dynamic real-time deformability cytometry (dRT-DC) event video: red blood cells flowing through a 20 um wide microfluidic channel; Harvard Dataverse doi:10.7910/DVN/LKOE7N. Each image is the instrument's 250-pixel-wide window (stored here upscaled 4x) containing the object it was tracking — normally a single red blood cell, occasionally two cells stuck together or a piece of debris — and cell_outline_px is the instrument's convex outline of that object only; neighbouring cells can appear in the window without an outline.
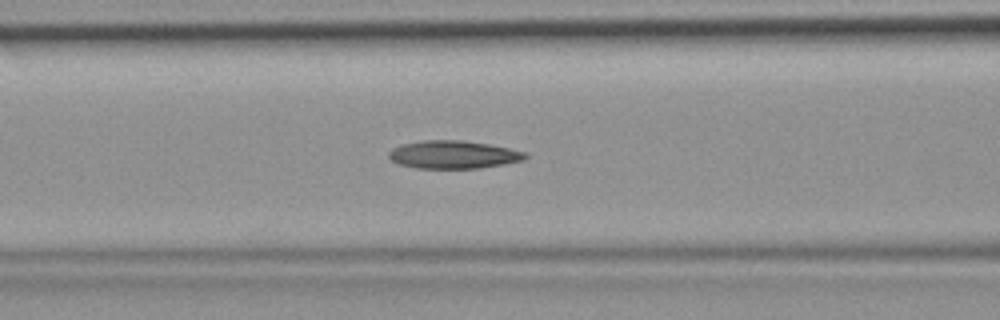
{"species": "common noctule bat (a hibernating species)", "species_latin": "Nyctalus noctula", "temperature_condition": "room temperature", "stored_images_in_passage": 35, "camera_frame_rate_fps": 3000, "um_per_image_px": 0.085, "animal": {"sex": "female", "body_mass_g": 19.9}, "frame": {"image": 1, "passage_image": 8, "time_ms": 2.333, "image_size_px": [1000, 320], "cell_outline_px": [[528, 156], [524, 160], [504, 164], [480, 168], [416, 168], [400, 164], [392, 160], [388, 156], [388, 152], [392, 148], [404, 144], [424, 140], [460, 140], [488, 144], [508, 148], [524, 152]], "centroid_in_image_um": [38.53, 13.14], "position_along_channel_um": 128.1, "area_um2": 22.02}}
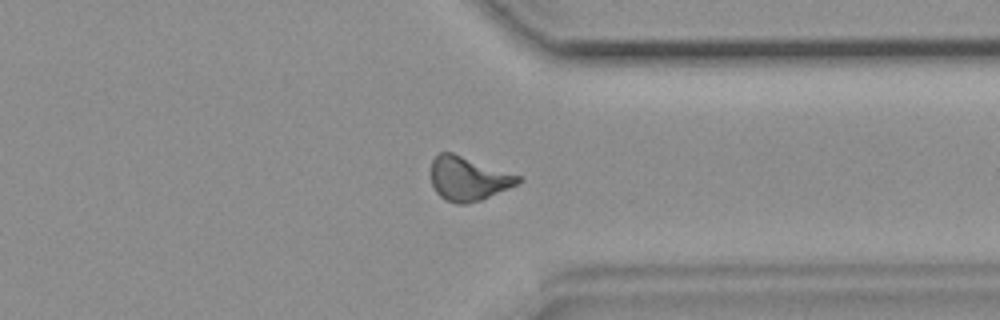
{"frame": {"image": 2, "passage_image": 25, "time_ms": 8.0, "image_size_px": [1000, 320], "cell_outline_px": [[524, 180], [508, 188], [480, 200], [464, 204], [456, 204], [440, 196], [436, 192], [432, 184], [432, 160], [440, 152], [452, 152], [520, 176]], "centroid_in_image_um": [39.79, 15.18], "position_along_channel_um": 371.6, "area_um2": 21.91}}
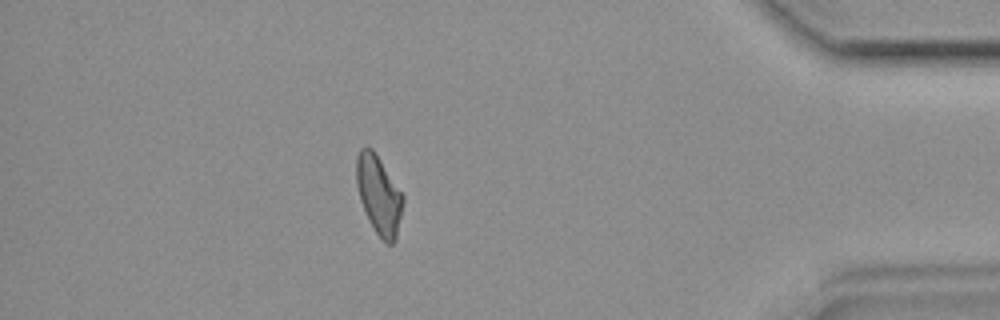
{"frame": {"image": 3, "passage_image": 30, "time_ms": 9.667, "image_size_px": [1000, 320], "cell_outline_px": [[404, 200], [396, 240], [392, 244], [388, 244], [376, 232], [368, 220], [360, 200], [356, 184], [356, 156], [360, 148], [368, 144], [376, 152], [404, 196]], "centroid_in_image_um": [32.19, 16.51], "position_along_channel_um": 403.0, "area_um2": 21.56}}